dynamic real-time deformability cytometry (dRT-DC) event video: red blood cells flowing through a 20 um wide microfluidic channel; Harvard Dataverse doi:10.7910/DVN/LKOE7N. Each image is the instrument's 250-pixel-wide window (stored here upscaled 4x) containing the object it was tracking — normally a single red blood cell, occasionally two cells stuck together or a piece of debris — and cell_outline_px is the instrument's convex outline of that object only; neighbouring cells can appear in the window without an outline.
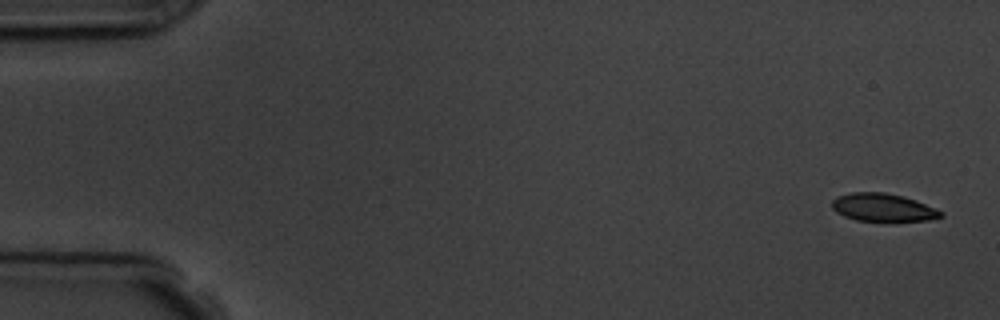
{"species": "common noctule bat (a hibernating species)", "species_latin": "Nyctalus noctula", "temperature_condition": "room temperature", "stored_images_in_passage": 10, "camera_frame_rate_fps": 3000, "um_per_image_px": 0.085, "animal": {"sex": "male", "body_mass_g": 19.5, "forearm_length_mm": 54.6}, "frame": {"image": 1, "passage_image": 1, "time_ms": 0.0, "image_size_px": [1000, 320], "cell_outline_px": [[944, 216], [928, 220], [856, 220], [844, 216], [836, 212], [832, 208], [832, 200], [836, 196], [852, 192], [884, 192], [904, 196], [916, 200], [936, 208], [944, 212]], "centroid_in_image_um": [75.05, 17.61], "position_along_channel_um": 9.9, "area_um2": 17.63}}
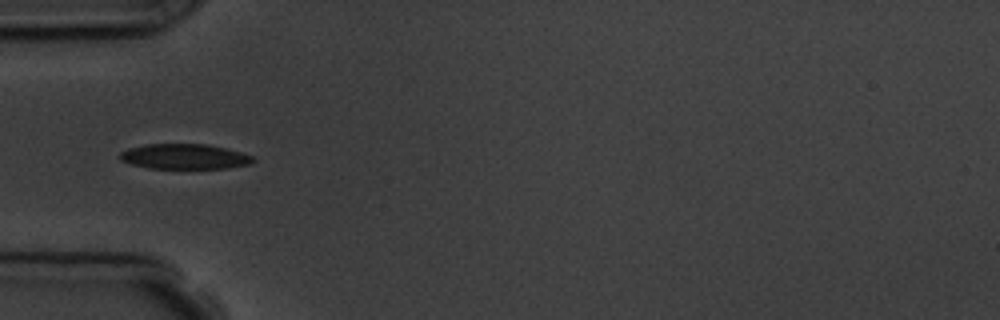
{"frame": {"image": 2, "passage_image": 5, "time_ms": 5.333, "image_size_px": [1000, 320], "cell_outline_px": [[256, 160], [252, 164], [228, 168], [148, 168], [132, 164], [120, 160], [120, 152], [128, 148], [148, 144], [208, 144], [240, 152], [252, 156]], "centroid_in_image_um": [15.7, 13.31], "position_along_channel_um": 69.3, "area_um2": 19.48}}
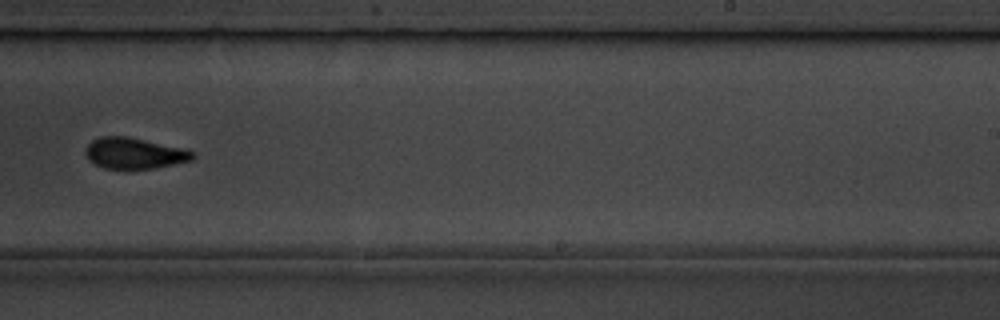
{"frame": {"image": 3, "passage_image": 10, "time_ms": 11.0, "image_size_px": [1000, 320], "cell_outline_px": [[196, 156], [192, 160], [152, 168], [104, 168], [88, 160], [84, 152], [84, 148], [92, 140], [100, 136], [128, 136], [188, 148], [196, 152]], "centroid_in_image_um": [11.44, 13.0], "position_along_channel_um": 277.6, "area_um2": 19.65}}